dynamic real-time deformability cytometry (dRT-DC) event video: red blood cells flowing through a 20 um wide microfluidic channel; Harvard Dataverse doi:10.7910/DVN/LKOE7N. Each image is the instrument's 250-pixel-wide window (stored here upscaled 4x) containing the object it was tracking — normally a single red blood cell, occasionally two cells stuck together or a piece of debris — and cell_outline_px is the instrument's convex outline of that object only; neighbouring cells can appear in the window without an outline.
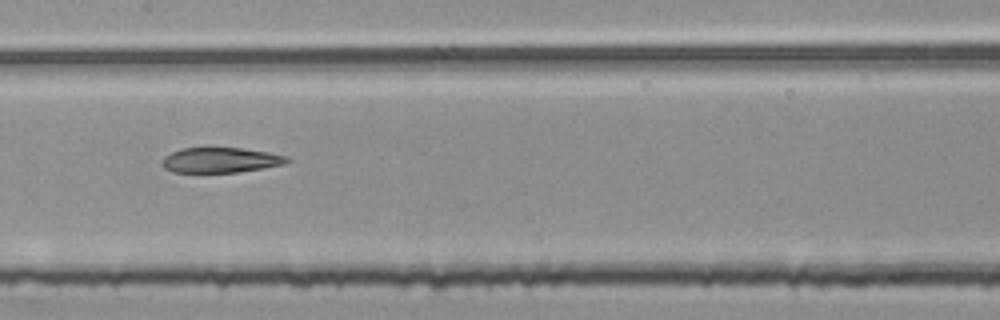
{"species": "common noctule bat (a hibernating species)", "species_latin": "Nyctalus noctula", "temperature_condition": "room temperature", "stored_images_in_passage": 54, "segment_of_instrument_passage": [2, 2], "camera_frame_rate_fps": 3000, "um_per_image_px": 0.085, "animal": {"sex": "female", "body_mass_g": 25.1}, "frame": {"image": 1, "passage_image": 27, "time_ms": 8.667, "image_size_px": [1000, 320], "cell_outline_px": [[292, 160], [284, 164], [264, 168], [236, 172], [172, 172], [164, 168], [160, 164], [160, 160], [164, 156], [180, 148], [244, 148], [268, 152], [288, 156]], "centroid_in_image_um": [18.73, 13.6], "position_along_channel_um": 188.7, "area_um2": 18.5}}
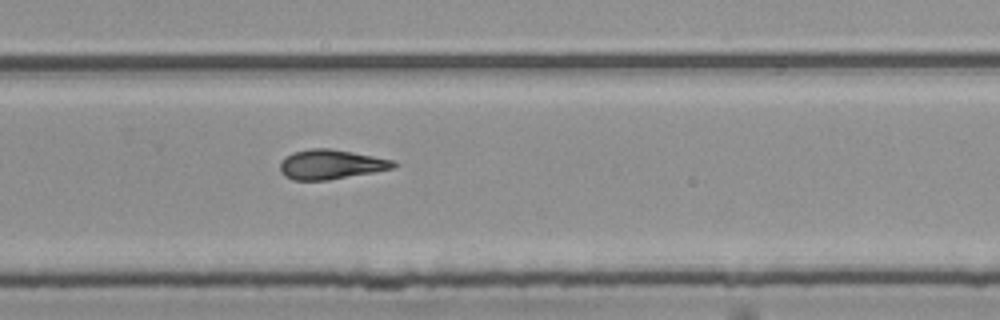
{"frame": {"image": 2, "passage_image": 36, "time_ms": 11.667, "image_size_px": [1000, 320], "cell_outline_px": [[400, 164], [396, 168], [328, 180], [292, 180], [284, 176], [280, 172], [280, 164], [284, 156], [292, 152], [308, 148], [328, 148], [352, 152], [396, 160]], "centroid_in_image_um": [28.14, 13.97], "position_along_channel_um": 301.7, "area_um2": 19.88}}
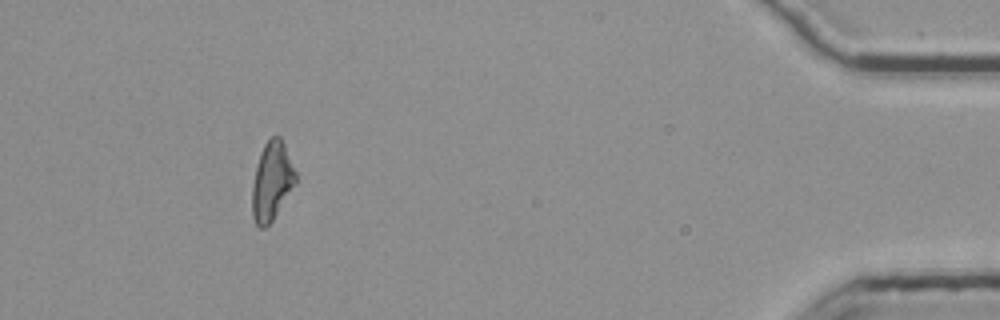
{"frame": {"image": 3, "passage_image": 50, "time_ms": 16.333, "image_size_px": [1000, 320], "cell_outline_px": [[296, 184], [272, 220], [264, 228], [260, 228], [256, 224], [252, 216], [252, 188], [256, 168], [260, 152], [264, 144], [272, 136], [280, 136], [284, 144], [296, 172]], "centroid_in_image_um": [23.1, 15.4], "position_along_channel_um": 412.1, "area_um2": 19.71}}